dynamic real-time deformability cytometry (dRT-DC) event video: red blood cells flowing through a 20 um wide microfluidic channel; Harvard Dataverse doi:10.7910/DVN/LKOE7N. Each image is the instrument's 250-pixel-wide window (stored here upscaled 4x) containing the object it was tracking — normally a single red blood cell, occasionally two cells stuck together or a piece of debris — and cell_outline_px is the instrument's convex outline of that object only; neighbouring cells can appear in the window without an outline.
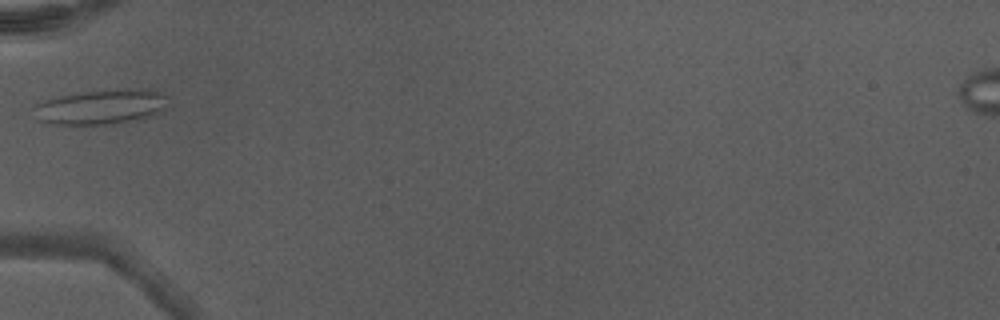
{"species": "Egyptian fruit bat (a non-hibernating species)", "species_latin": "Rousettus aegyptiacus", "temperature_condition": "warm", "stored_images_in_passage": 31, "camera_frame_rate_fps": 3000, "um_per_image_px": 0.085, "animal": {"sex": "male"}, "frame": {"image": 1, "passage_image": 1, "time_ms": 0.0, "image_size_px": [1000, 320], "cell_outline_px": [[168, 104], [160, 112], [136, 120], [108, 124], [48, 124], [40, 120], [28, 108], [44, 100], [56, 96], [84, 92], [132, 88], [148, 88], [160, 92], [168, 96]], "centroid_in_image_um": [8.57, 9.07], "position_along_channel_um": 76.4, "area_um2": 27.57}}
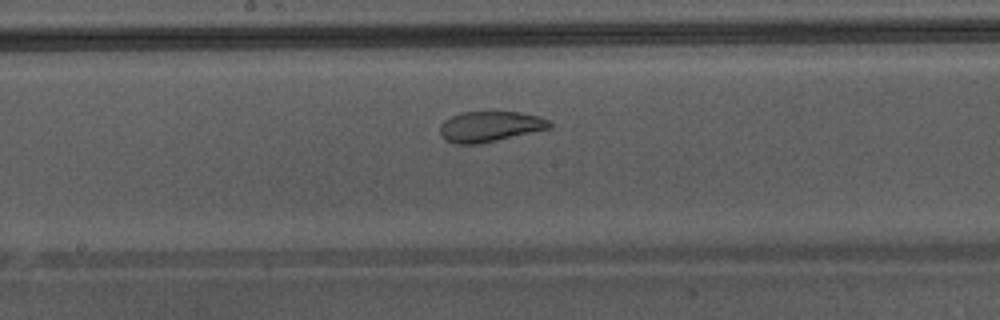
{"frame": {"image": 2, "passage_image": 10, "time_ms": 3.0, "image_size_px": [1000, 320], "cell_outline_px": [[552, 128], [496, 140], [476, 144], [456, 144], [444, 140], [440, 136], [440, 124], [444, 120], [460, 112], [520, 112], [540, 116], [548, 120], [552, 124]], "centroid_in_image_um": [41.63, 10.75], "position_along_channel_um": 206.6, "area_um2": 19.54}, "authors_computed_cell_mechanics": {"area_um2": 20.9814, "velocity_mm_per_s": 4.3358, "shape_relaxation_time_tau1_ms": 6.0581, "shape_relaxation_time_tau2_ms": 1.0354, "deformation_change_tau1": 0.1609, "deformation_change_tau2": 0.0725}}